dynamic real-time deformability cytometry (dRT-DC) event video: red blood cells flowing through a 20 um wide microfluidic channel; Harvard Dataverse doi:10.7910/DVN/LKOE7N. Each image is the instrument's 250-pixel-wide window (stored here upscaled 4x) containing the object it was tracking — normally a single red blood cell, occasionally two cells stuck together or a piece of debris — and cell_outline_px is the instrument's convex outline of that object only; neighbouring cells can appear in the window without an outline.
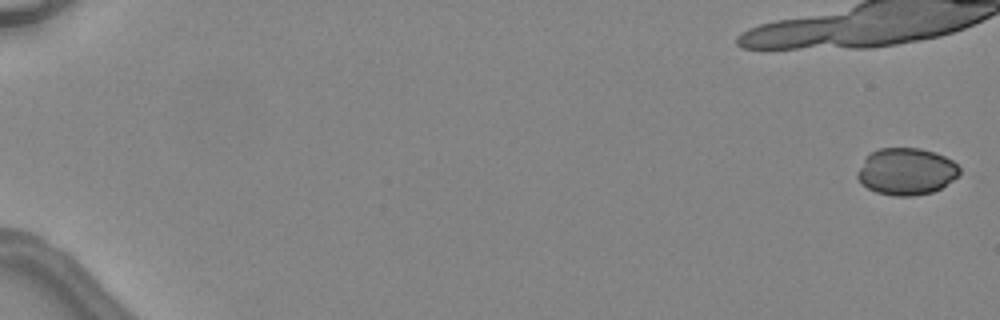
{"species": "common noctule bat (a hibernating species)", "species_latin": "Nyctalus noctula", "temperature_condition": "warm", "stored_images_in_passage": 8, "camera_frame_rate_fps": 3000, "um_per_image_px": 0.085, "animal": {"sex": "female", "body_mass_g": 24.6, "forearm_length_mm": 56.2}, "frame": {"image": 1, "passage_image": 1, "time_ms": 0.0, "image_size_px": [1000, 320], "cell_outline_px": [[960, 176], [940, 188], [932, 192], [912, 196], [892, 196], [876, 192], [868, 188], [856, 176], [856, 172], [864, 160], [872, 152], [880, 148], [920, 148], [936, 152], [952, 160], [960, 168]], "centroid_in_image_um": [77.06, 14.57], "position_along_channel_um": 7.9, "area_um2": 27.92}}